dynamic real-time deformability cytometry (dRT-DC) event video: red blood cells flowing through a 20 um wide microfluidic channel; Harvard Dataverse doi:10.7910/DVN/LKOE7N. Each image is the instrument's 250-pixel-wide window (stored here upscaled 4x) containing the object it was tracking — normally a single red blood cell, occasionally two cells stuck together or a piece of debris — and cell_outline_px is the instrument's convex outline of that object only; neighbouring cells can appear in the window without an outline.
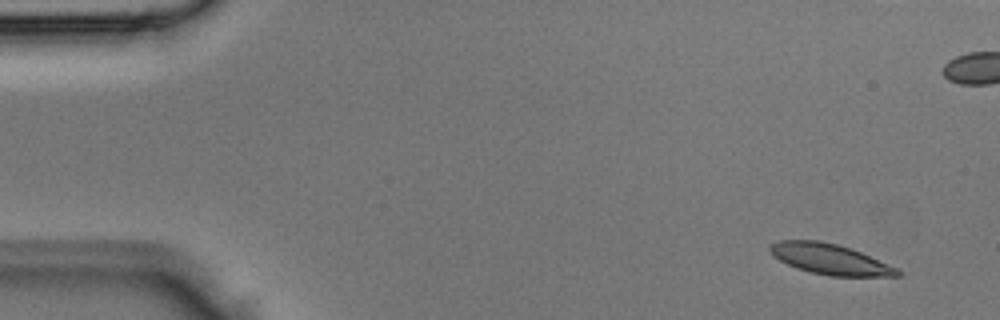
{"species": "Egyptian fruit bat (a non-hibernating species)", "species_latin": "Rousettus aegyptiacus", "temperature_condition": "room temperature", "stored_images_in_passage": 4, "segment_of_instrument_passage": [2, 2], "camera_frame_rate_fps": 3000, "um_per_image_px": 0.085, "animal": {"sex": "male"}, "frame": {"image": 1, "passage_image": 4, "time_ms": 1.0, "image_size_px": [1000, 320], "cell_outline_px": [[904, 272], [900, 276], [828, 276], [796, 268], [772, 256], [768, 248], [772, 244], [780, 240], [820, 240], [852, 248], [900, 268]], "centroid_in_image_um": [70.61, 22.03], "position_along_channel_um": 14.4, "area_um2": 22.95}}